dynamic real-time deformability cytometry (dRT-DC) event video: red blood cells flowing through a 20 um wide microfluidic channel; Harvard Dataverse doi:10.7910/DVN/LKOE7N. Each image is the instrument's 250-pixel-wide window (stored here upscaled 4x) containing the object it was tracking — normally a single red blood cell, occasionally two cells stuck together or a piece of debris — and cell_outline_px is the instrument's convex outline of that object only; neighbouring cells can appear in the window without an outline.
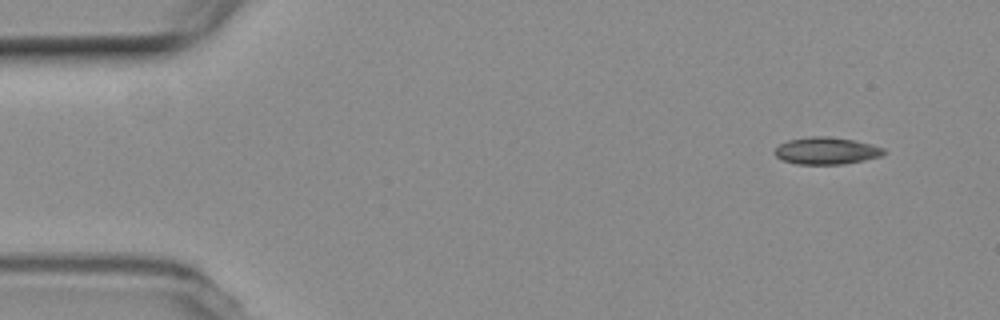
{"species": "common noctule bat (a hibernating species)", "species_latin": "Nyctalus noctula", "temperature_condition": "room temperature", "stored_images_in_passage": 10, "camera_frame_rate_fps": 3000, "um_per_image_px": 0.085, "animal": {"sex": "female", "body_mass_g": 19.3, "forearm_length_mm": 54.1}, "frame": {"image": 1, "passage_image": 1, "time_ms": 0.0, "image_size_px": [1000, 320], "cell_outline_px": [[884, 152], [880, 156], [864, 160], [844, 164], [796, 164], [784, 160], [776, 156], [772, 152], [780, 144], [788, 140], [808, 136], [828, 136], [852, 140], [872, 144], [884, 148]], "centroid_in_image_um": [70.21, 12.81], "position_along_channel_um": 14.8, "area_um2": 17.17}}
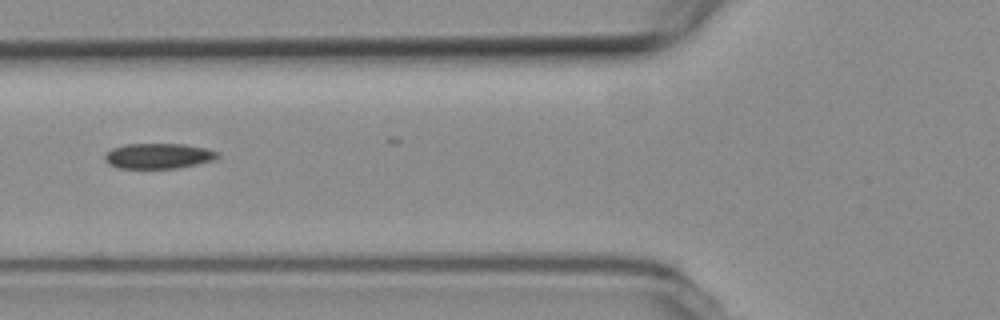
{"frame": {"image": 2, "passage_image": 6, "time_ms": 5.667, "image_size_px": [1000, 320], "cell_outline_px": [[220, 156], [216, 160], [176, 168], [120, 168], [108, 164], [104, 160], [104, 156], [112, 148], [124, 144], [184, 144], [204, 148], [220, 152]], "centroid_in_image_um": [13.48, 13.25], "position_along_channel_um": 112.3, "area_um2": 16.7}}
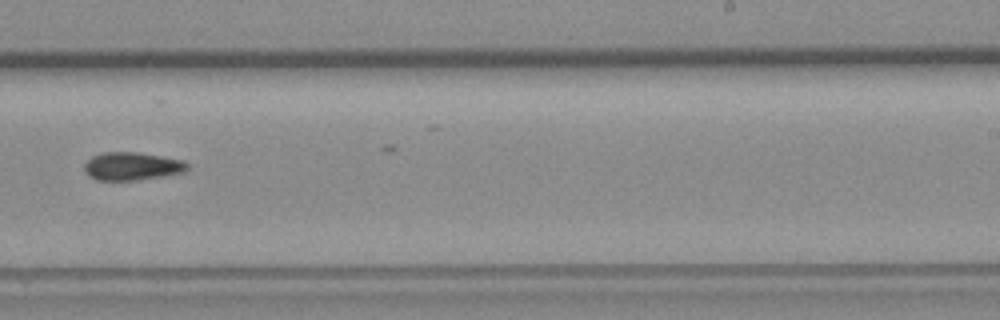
{"frame": {"image": 3, "passage_image": 10, "time_ms": 10.333, "image_size_px": [1000, 320], "cell_outline_px": [[188, 168], [184, 172], [164, 176], [136, 180], [96, 180], [88, 176], [84, 172], [84, 164], [92, 156], [100, 152], [136, 152], [184, 160], [188, 164]], "centroid_in_image_um": [11.19, 14.13], "position_along_channel_um": 277.8, "area_um2": 16.94}}